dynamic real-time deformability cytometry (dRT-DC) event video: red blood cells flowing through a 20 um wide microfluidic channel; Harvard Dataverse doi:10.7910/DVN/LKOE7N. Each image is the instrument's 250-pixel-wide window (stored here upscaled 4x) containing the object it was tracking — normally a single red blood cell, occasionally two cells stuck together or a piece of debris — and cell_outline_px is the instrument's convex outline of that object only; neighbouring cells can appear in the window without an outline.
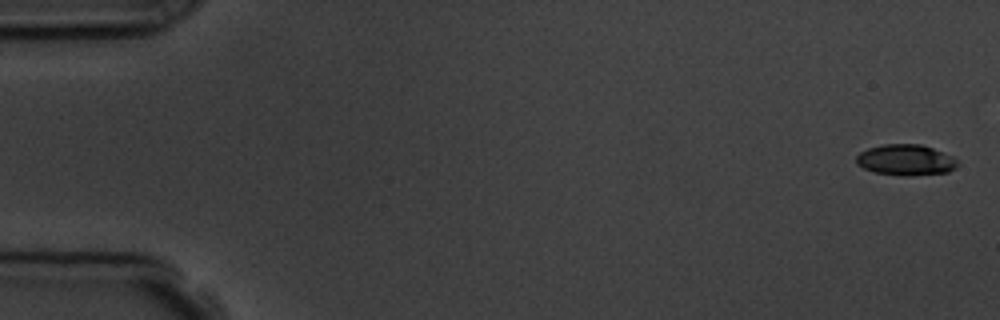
{"species": "common noctule bat (a hibernating species)", "species_latin": "Nyctalus noctula", "temperature_condition": "room temperature", "stored_images_in_passage": 5, "camera_frame_rate_fps": 3000, "um_per_image_px": 0.085, "animal": {"sex": "male", "body_mass_g": 19.5, "forearm_length_mm": 54.6}, "frame": {"image": 1, "passage_image": 1, "time_ms": 0.0, "image_size_px": [1000, 320], "cell_outline_px": [[960, 164], [956, 168], [948, 172], [908, 176], [904, 176], [876, 172], [864, 168], [856, 164], [856, 156], [860, 152], [868, 148], [884, 144], [920, 144], [932, 148], [952, 156]], "centroid_in_image_um": [77.0, 13.6], "position_along_channel_um": 8.0, "area_um2": 18.21}}
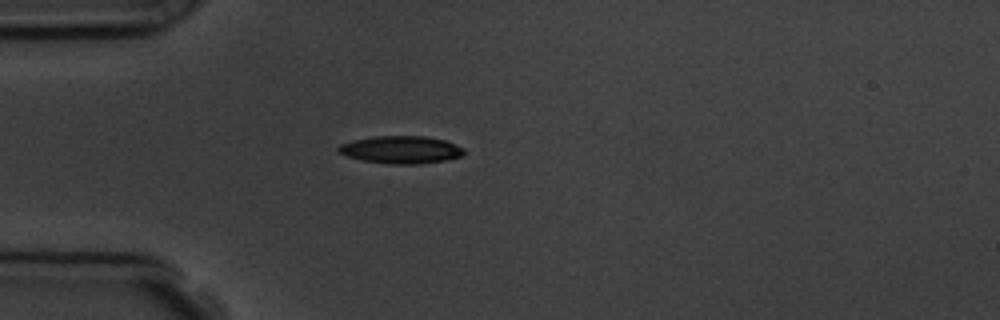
{"frame": {"image": 2, "passage_image": 5, "time_ms": 4.667, "image_size_px": [1000, 320], "cell_outline_px": [[464, 152], [460, 156], [444, 160], [420, 164], [388, 164], [364, 160], [348, 156], [336, 152], [336, 148], [340, 144], [352, 140], [372, 136], [424, 136], [444, 140], [456, 144], [464, 148]], "centroid_in_image_um": [34.05, 12.72], "position_along_channel_um": 51.0, "area_um2": 20.17}}